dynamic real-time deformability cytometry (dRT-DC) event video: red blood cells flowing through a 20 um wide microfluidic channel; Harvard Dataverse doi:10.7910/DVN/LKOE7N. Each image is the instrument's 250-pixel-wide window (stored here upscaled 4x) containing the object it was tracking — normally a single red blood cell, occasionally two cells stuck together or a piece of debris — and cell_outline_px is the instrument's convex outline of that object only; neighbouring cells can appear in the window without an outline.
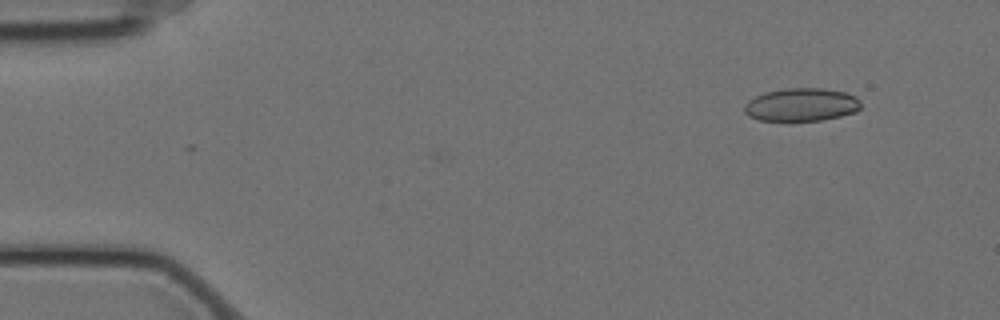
{"species": "Egyptian fruit bat (a non-hibernating species)", "species_latin": "Rousettus aegyptiacus", "temperature_condition": "cold", "stored_images_in_passage": 15, "camera_frame_rate_fps": 3000, "um_per_image_px": 0.085, "animal": {"sex": "female"}, "frame": {"image": 1, "passage_image": 1, "time_ms": 0.0, "image_size_px": [1000, 320], "cell_outline_px": [[860, 108], [856, 112], [840, 116], [820, 120], [760, 120], [748, 116], [744, 112], [744, 104], [748, 100], [764, 92], [788, 88], [820, 88], [848, 92], [856, 96], [860, 100]], "centroid_in_image_um": [68.13, 8.89], "position_along_channel_um": 16.9, "area_um2": 22.48}}
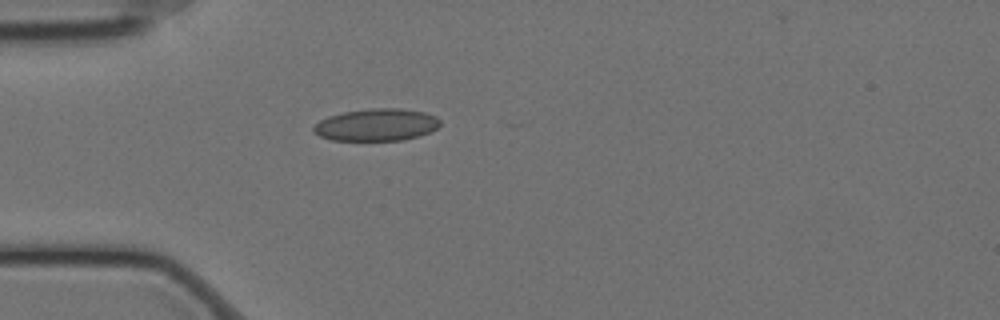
{"frame": {"image": 2, "passage_image": 12, "time_ms": 3.667, "image_size_px": [1000, 320], "cell_outline_px": [[440, 124], [432, 132], [404, 140], [332, 140], [320, 136], [312, 132], [312, 128], [320, 120], [328, 116], [344, 112], [372, 108], [400, 108], [424, 112], [436, 116], [440, 120]], "centroid_in_image_um": [32.01, 10.61], "position_along_channel_um": 53.0, "area_um2": 23.81}}